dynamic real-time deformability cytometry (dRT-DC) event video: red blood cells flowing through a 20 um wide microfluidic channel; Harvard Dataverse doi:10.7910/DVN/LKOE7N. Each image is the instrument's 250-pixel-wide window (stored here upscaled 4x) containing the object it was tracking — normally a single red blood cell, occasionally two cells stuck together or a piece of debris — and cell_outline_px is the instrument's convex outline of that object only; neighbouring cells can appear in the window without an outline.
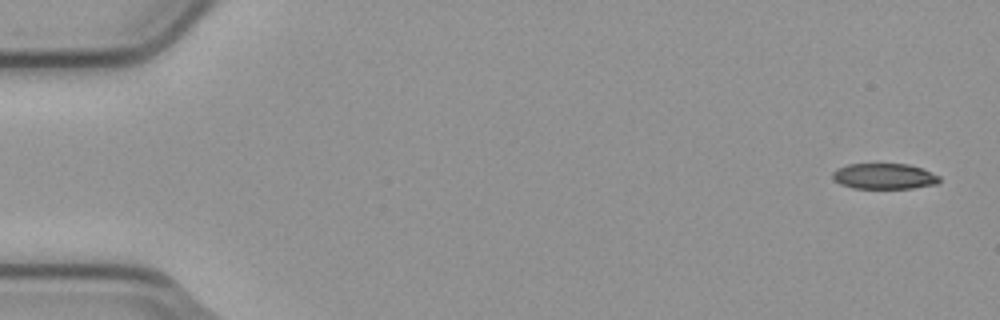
{"species": "common noctule bat (a hibernating species)", "species_latin": "Nyctalus noctula", "temperature_condition": "cold", "stored_images_in_passage": 5, "camera_frame_rate_fps": 3000, "um_per_image_px": 0.085, "animal": {"sex": "male", "body_mass_g": 23.1, "forearm_length_mm": 52.7}, "frame": {"image": 1, "passage_image": 1, "time_ms": 0.0, "image_size_px": [1000, 320], "cell_outline_px": [[940, 180], [936, 184], [912, 188], [852, 188], [840, 184], [832, 180], [832, 172], [836, 168], [848, 164], [908, 164], [920, 168], [940, 176]], "centroid_in_image_um": [75.1, 14.98], "position_along_channel_um": 9.9, "area_um2": 16.01}}
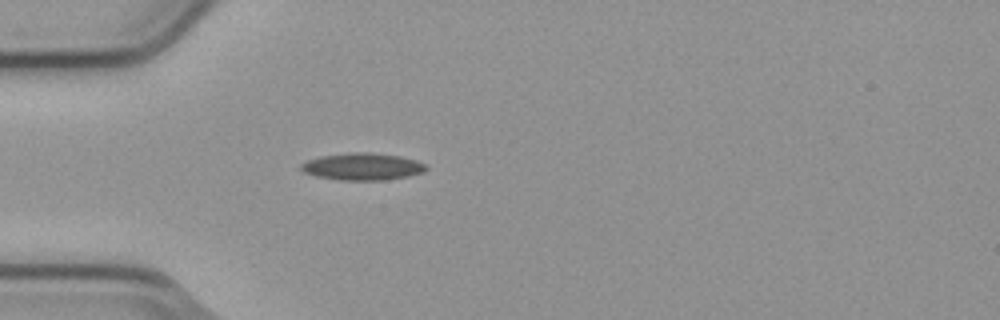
{"frame": {"image": 2, "passage_image": 5, "time_ms": 1.333, "image_size_px": [1000, 320], "cell_outline_px": [[428, 168], [424, 172], [408, 176], [384, 180], [344, 180], [316, 176], [304, 172], [300, 168], [300, 164], [308, 160], [320, 156], [352, 152], [368, 152], [400, 156], [416, 160], [424, 164]], "centroid_in_image_um": [30.81, 14.15], "position_along_channel_um": 54.2, "area_um2": 19.65}}